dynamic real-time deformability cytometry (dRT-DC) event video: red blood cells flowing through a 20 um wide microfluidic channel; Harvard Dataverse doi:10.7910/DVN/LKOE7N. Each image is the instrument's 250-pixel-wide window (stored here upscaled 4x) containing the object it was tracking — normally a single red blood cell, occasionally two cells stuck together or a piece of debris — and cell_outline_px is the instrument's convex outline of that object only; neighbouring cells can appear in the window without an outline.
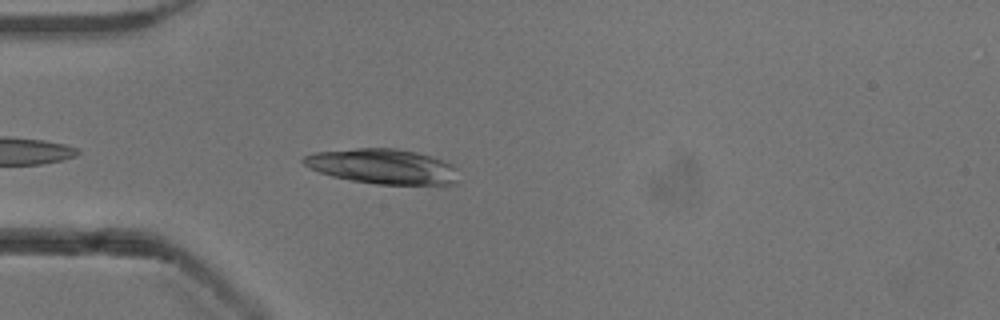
{"species": "common noctule bat (a hibernating species)", "species_latin": "Nyctalus noctula", "temperature_condition": "cold", "stored_images_in_passage": 28, "segment_of_instrument_passage": [1, 2], "camera_frame_rate_fps": 3000, "um_per_image_px": 0.085, "animal": {"sex": "male", "body_mass_g": 13.3}, "frame": {"image": 1, "passage_image": 4, "time_ms": 1.0, "image_size_px": [1000, 320], "cell_outline_px": [[460, 184], [376, 184], [352, 180], [332, 176], [320, 172], [304, 164], [300, 160], [304, 156], [312, 152], [356, 148], [396, 148], [416, 152], [432, 156], [444, 160], [452, 164], [456, 168]], "centroid_in_image_um": [32.56, 14.14], "position_along_channel_um": 52.4, "area_um2": 31.79}}
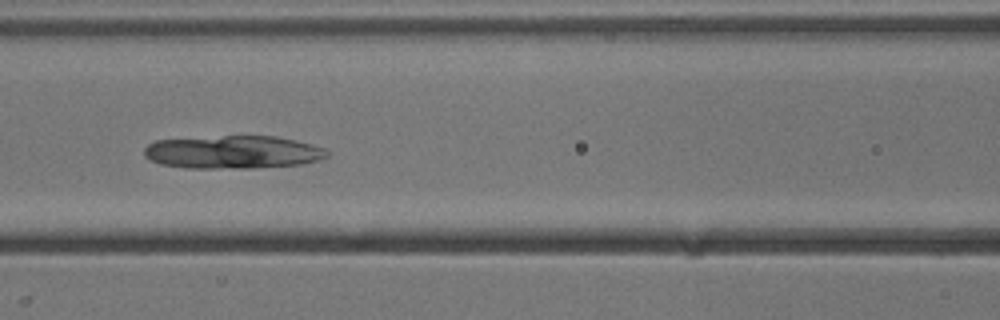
{"frame": {"image": 2, "passage_image": 12, "time_ms": 3.667, "image_size_px": [1000, 320], "cell_outline_px": [[328, 156], [320, 160], [300, 164], [256, 168], [184, 168], [160, 164], [148, 160], [144, 156], [144, 148], [148, 144], [156, 140], [224, 136], [276, 136], [296, 140], [312, 144], [324, 148], [328, 152]], "centroid_in_image_um": [19.79, 12.94], "position_along_channel_um": 146.8, "area_um2": 35.43}}
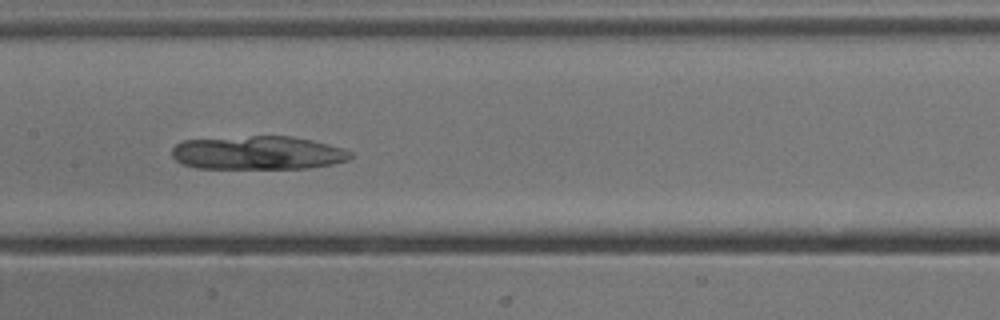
{"frame": {"image": 3, "passage_image": 15, "time_ms": 4.667, "image_size_px": [1000, 320], "cell_outline_px": [[352, 156], [348, 160], [332, 164], [308, 168], [196, 168], [184, 164], [176, 160], [172, 156], [172, 148], [176, 144], [184, 140], [252, 136], [292, 136], [312, 140], [344, 148], [352, 152]], "centroid_in_image_um": [21.94, 12.99], "position_along_channel_um": 185.5, "area_um2": 34.91}}